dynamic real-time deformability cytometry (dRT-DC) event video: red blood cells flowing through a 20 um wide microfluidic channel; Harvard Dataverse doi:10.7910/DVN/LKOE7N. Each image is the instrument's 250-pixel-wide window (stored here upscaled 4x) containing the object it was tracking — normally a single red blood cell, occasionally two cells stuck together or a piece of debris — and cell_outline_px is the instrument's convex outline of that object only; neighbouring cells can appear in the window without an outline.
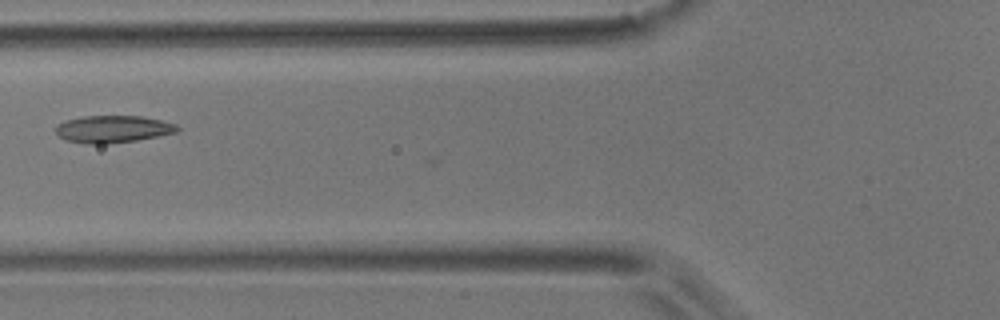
{"species": "common noctule bat (a hibernating species)", "species_latin": "Nyctalus noctula", "temperature_condition": "room temperature", "stored_images_in_passage": 5, "camera_frame_rate_fps": 3000, "um_per_image_px": 0.085, "animal": {"sex": "male", "body_mass_g": 17.9}, "frame": {"image": 1, "passage_image": 5, "time_ms": 6.333, "image_size_px": [1000, 320], "cell_outline_px": [[180, 128], [176, 132], [136, 140], [104, 144], [84, 144], [64, 140], [56, 132], [56, 124], [64, 120], [84, 116], [144, 116], [176, 124]], "centroid_in_image_um": [9.55, 10.97], "position_along_channel_um": 116.3, "area_um2": 19.31}}